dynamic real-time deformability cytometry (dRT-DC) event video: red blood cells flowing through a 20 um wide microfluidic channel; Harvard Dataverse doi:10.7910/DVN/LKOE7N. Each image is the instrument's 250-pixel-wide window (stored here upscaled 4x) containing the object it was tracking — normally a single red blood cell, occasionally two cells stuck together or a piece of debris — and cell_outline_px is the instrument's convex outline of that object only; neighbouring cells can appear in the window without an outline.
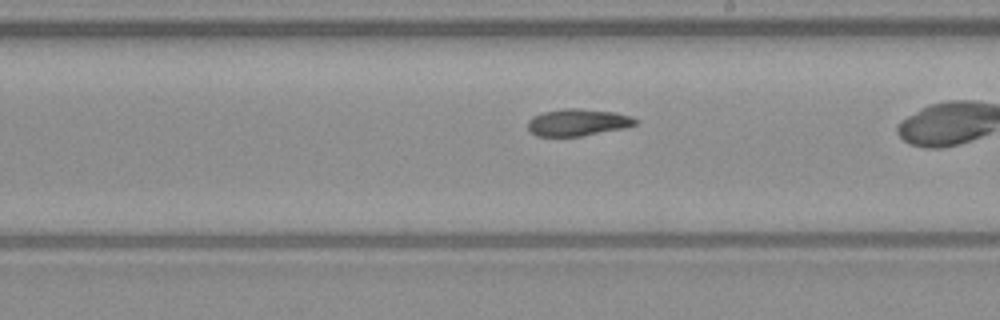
{"species": "common noctule bat (a hibernating species)", "species_latin": "Nyctalus noctula", "temperature_condition": "warm", "stored_images_in_passage": 25, "camera_frame_rate_fps": 3000, "um_per_image_px": 0.085, "animal": {"sex": "male", "body_mass_g": 23.1, "forearm_length_mm": 52.7}, "frame": {"image": 1, "passage_image": 15, "time_ms": 4.667, "image_size_px": [1000, 320], "cell_outline_px": [[636, 124], [624, 128], [580, 136], [536, 136], [528, 128], [528, 120], [532, 116], [544, 112], [564, 108], [580, 108], [612, 112], [632, 116], [636, 120]], "centroid_in_image_um": [49.08, 10.4], "position_along_channel_um": 239.9, "area_um2": 16.76}}
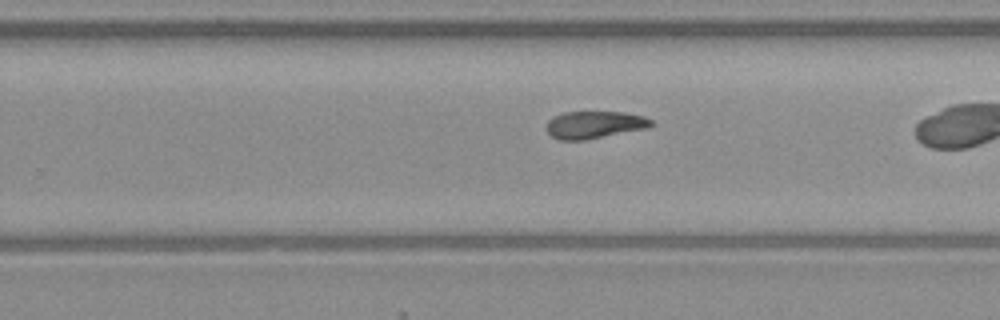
{"frame": {"image": 2, "passage_image": 18, "time_ms": 5.667, "image_size_px": [1000, 320], "cell_outline_px": [[652, 124], [648, 128], [584, 140], [560, 140], [552, 136], [544, 128], [548, 120], [564, 112], [624, 112], [644, 116], [652, 120]], "centroid_in_image_um": [50.51, 10.6], "position_along_channel_um": 279.3, "area_um2": 16.65}}